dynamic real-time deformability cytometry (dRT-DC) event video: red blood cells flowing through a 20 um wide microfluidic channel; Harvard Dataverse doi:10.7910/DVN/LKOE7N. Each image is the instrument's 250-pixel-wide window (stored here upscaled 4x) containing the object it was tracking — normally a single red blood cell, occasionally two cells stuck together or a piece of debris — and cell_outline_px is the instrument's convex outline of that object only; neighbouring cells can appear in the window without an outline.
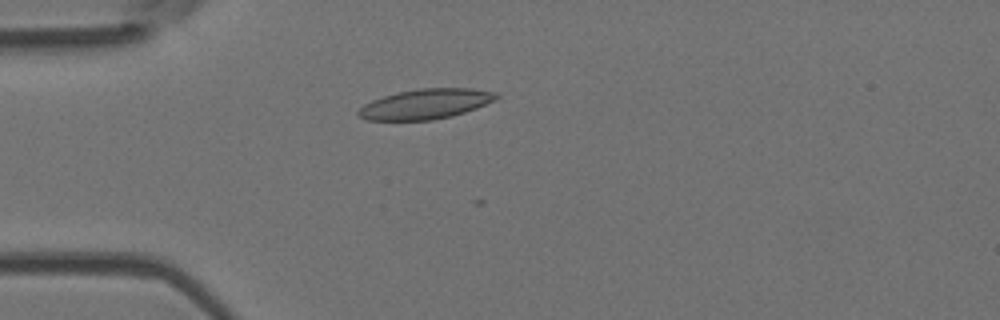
{"species": "Egyptian fruit bat (a non-hibernating species)", "species_latin": "Rousettus aegyptiacus", "temperature_condition": "room temperature", "stored_images_in_passage": 26, "camera_frame_rate_fps": 3000, "um_per_image_px": 0.085, "animal": {"sex": "female"}, "frame": {"image": 1, "passage_image": 14, "time_ms": 4.333, "image_size_px": [1000, 320], "cell_outline_px": [[500, 96], [496, 100], [476, 108], [452, 116], [432, 120], [364, 120], [356, 112], [364, 104], [372, 100], [396, 92], [420, 88], [472, 88], [496, 92]], "centroid_in_image_um": [36.19, 8.83], "position_along_channel_um": 48.8, "area_um2": 24.22}}
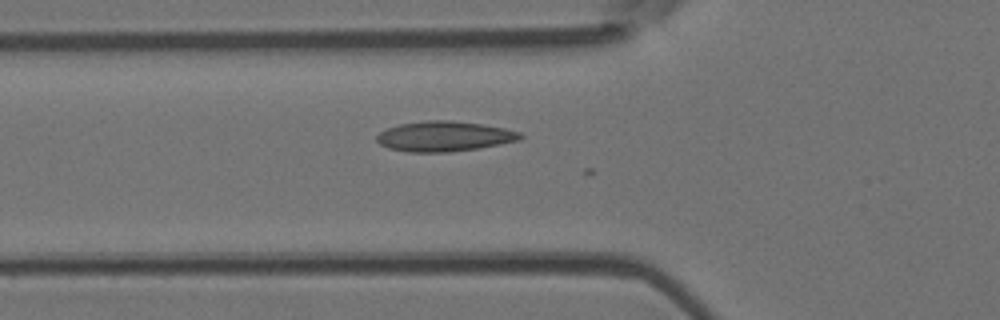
{"frame": {"image": 2, "passage_image": 18, "time_ms": 5.667, "image_size_px": [1000, 320], "cell_outline_px": [[524, 136], [520, 140], [500, 144], [476, 148], [448, 152], [408, 152], [388, 148], [380, 144], [376, 140], [376, 136], [380, 132], [388, 128], [400, 124], [428, 120], [452, 120], [480, 124], [504, 128], [520, 132]], "centroid_in_image_um": [37.75, 11.59], "position_along_channel_um": 88.0, "area_um2": 25.09}}
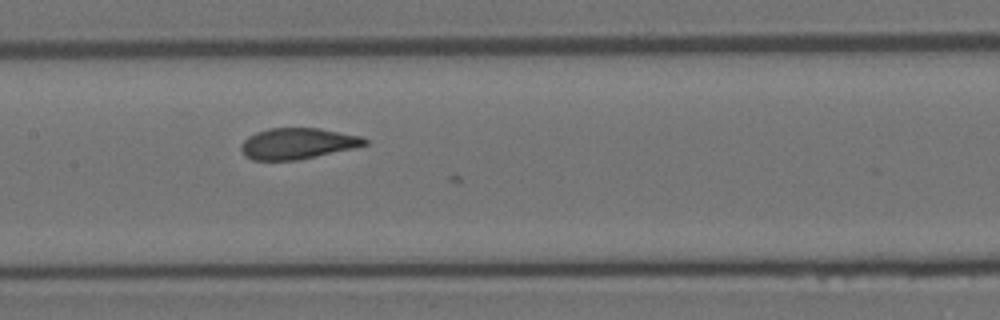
{"frame": {"image": 3, "passage_image": 25, "time_ms": 8.0, "image_size_px": [1000, 320], "cell_outline_px": [[368, 144], [352, 148], [296, 160], [252, 160], [244, 156], [240, 148], [240, 144], [248, 136], [256, 132], [268, 128], [320, 128], [360, 136], [368, 140]], "centroid_in_image_um": [25.24, 12.19], "position_along_channel_um": 182.2, "area_um2": 22.25}}